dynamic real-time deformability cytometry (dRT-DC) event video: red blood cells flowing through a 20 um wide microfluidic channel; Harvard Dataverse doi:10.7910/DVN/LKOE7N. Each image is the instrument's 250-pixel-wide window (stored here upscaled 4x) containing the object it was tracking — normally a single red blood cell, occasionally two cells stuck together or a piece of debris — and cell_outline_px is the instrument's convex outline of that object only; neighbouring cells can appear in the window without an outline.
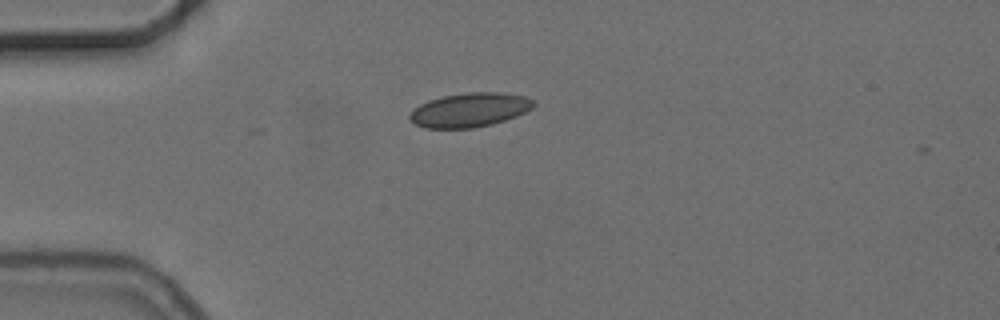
{"species": "common noctule bat (a hibernating species)", "species_latin": "Nyctalus noctula", "temperature_condition": "cold", "stored_images_in_passage": 33, "camera_frame_rate_fps": 3000, "um_per_image_px": 0.085, "animal": {"sex": "female", "body_mass_g": 24.6, "forearm_length_mm": 56.2}, "frame": {"image": 1, "passage_image": 2, "time_ms": 0.333, "image_size_px": [1000, 320], "cell_outline_px": [[536, 104], [532, 108], [516, 116], [492, 124], [472, 128], [424, 128], [408, 120], [408, 116], [420, 104], [428, 100], [440, 96], [468, 92], [500, 92], [524, 96], [536, 100]], "centroid_in_image_um": [39.92, 9.33], "position_along_channel_um": 45.1, "area_um2": 24.74}}
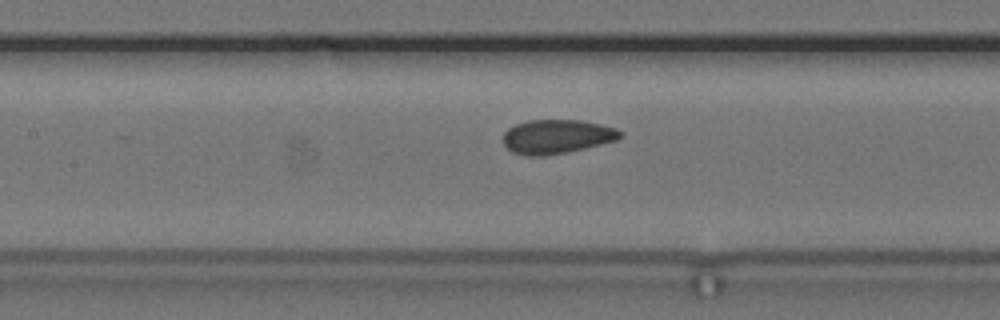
{"frame": {"image": 2, "passage_image": 13, "time_ms": 4.0, "image_size_px": [1000, 320], "cell_outline_px": [[624, 136], [616, 140], [568, 152], [544, 156], [528, 156], [512, 152], [504, 144], [504, 132], [508, 128], [516, 124], [528, 120], [580, 120], [600, 124], [616, 128], [624, 132]], "centroid_in_image_um": [47.34, 11.61], "position_along_channel_um": 160.1, "area_um2": 23.29}}
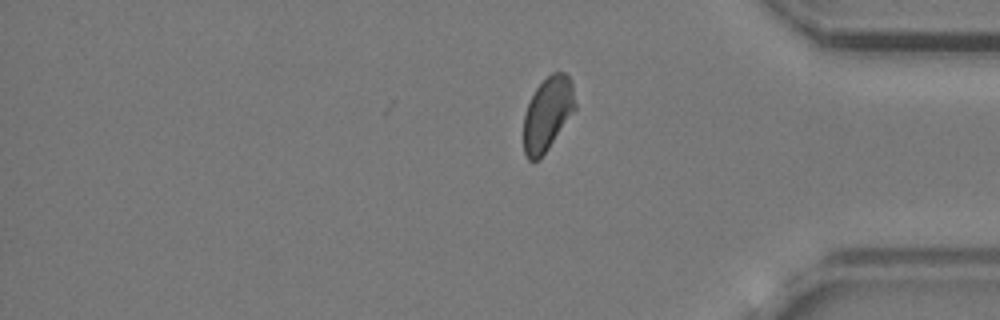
{"frame": {"image": 3, "passage_image": 33, "time_ms": 10.667, "image_size_px": [1000, 320], "cell_outline_px": [[576, 108], [540, 160], [528, 160], [524, 152], [524, 112], [536, 88], [552, 72], [564, 72], [568, 76], [572, 84], [576, 104]], "centroid_in_image_um": [46.54, 9.68], "position_along_channel_um": 388.7, "area_um2": 21.91}, "authors_computed_cell_mechanics": {"area_um2": 23.2356, "velocity_mm_per_s": 3.7, "shape_relaxation_time_tau1_ms": null, "shape_relaxation_time_tau2_ms": 1.8848, "deformation_change_tau1": null, "deformation_change_tau2": 0.0396}}